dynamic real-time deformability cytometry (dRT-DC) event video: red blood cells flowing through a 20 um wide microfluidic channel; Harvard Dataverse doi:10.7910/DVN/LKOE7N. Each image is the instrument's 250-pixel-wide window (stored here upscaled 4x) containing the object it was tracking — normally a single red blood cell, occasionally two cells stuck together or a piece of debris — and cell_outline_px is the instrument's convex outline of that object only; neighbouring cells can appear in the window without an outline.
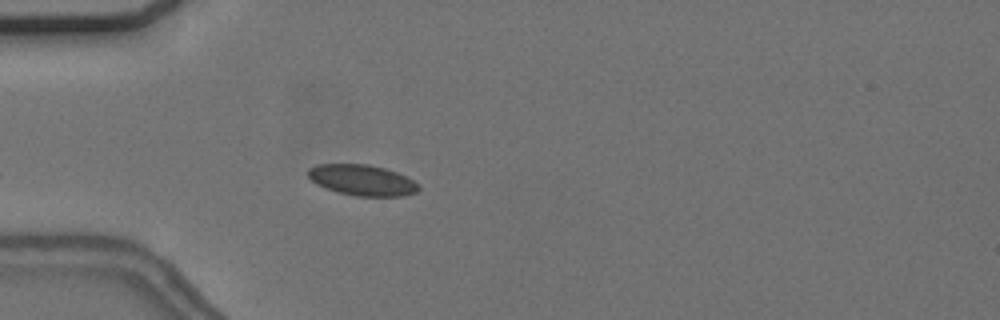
{"species": "common noctule bat (a hibernating species)", "species_latin": "Nyctalus noctula", "temperature_condition": "cold", "stored_images_in_passage": 15, "camera_frame_rate_fps": 3000, "um_per_image_px": 0.085, "animal": {"sex": "female", "body_mass_g": 24.6, "forearm_length_mm": 56.2}, "frame": {"image": 1, "passage_image": 1, "time_ms": 0.0, "image_size_px": [1000, 320], "cell_outline_px": [[420, 188], [416, 192], [404, 196], [356, 196], [336, 192], [316, 184], [308, 176], [308, 168], [316, 164], [368, 164], [384, 168], [396, 172], [420, 184]], "centroid_in_image_um": [30.77, 15.31], "position_along_channel_um": 54.2, "area_um2": 19.88}}
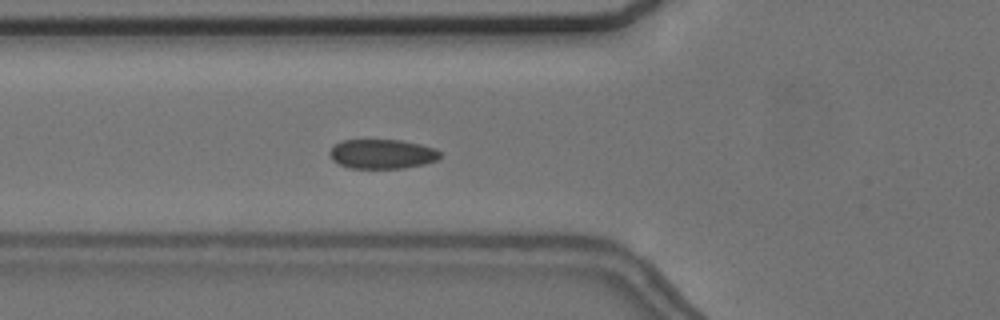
{"frame": {"image": 2, "passage_image": 5, "time_ms": 1.333, "image_size_px": [1000, 320], "cell_outline_px": [[440, 156], [436, 160], [424, 164], [404, 168], [348, 168], [332, 160], [328, 152], [336, 144], [344, 140], [400, 140], [420, 144], [436, 148], [440, 152]], "centroid_in_image_um": [32.48, 13.09], "position_along_channel_um": 93.3, "area_um2": 18.9}}
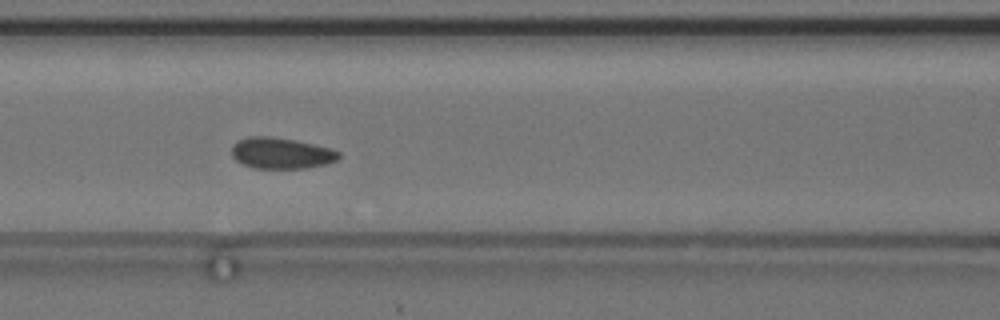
{"frame": {"image": 3, "passage_image": 9, "time_ms": 2.667, "image_size_px": [1000, 320], "cell_outline_px": [[340, 156], [336, 160], [324, 164], [308, 168], [252, 168], [236, 160], [232, 156], [232, 144], [236, 140], [248, 136], [268, 136], [296, 140], [332, 148], [340, 152]], "centroid_in_image_um": [23.88, 13.01], "position_along_channel_um": 142.7, "area_um2": 19.54}}